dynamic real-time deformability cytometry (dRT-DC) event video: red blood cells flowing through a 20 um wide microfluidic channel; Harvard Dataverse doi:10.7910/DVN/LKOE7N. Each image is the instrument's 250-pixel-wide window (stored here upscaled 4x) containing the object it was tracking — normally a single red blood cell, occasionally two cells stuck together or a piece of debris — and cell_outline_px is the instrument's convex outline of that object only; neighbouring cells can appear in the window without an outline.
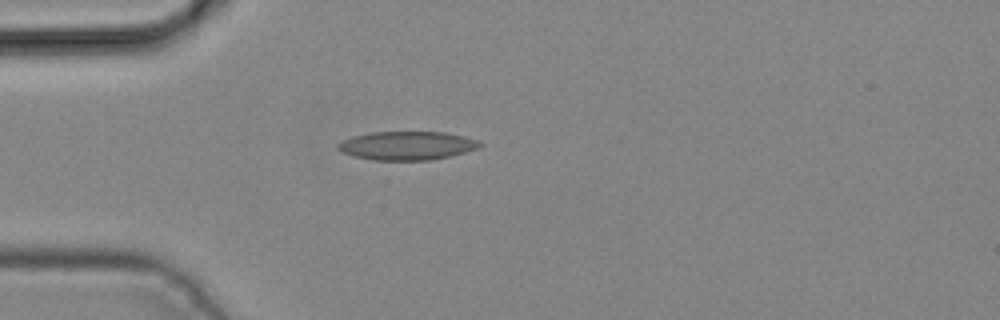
{"species": "common noctule bat (a hibernating species)", "species_latin": "Nyctalus noctula", "temperature_condition": "cold", "stored_images_in_passage": 1, "camera_frame_rate_fps": 3000, "um_per_image_px": 0.085, "animal": {"sex": "male", "body_mass_g": 19.2, "forearm_length_mm": 51.8}, "frame": {"image": 1, "passage_image": 1, "time_ms": 0.0, "image_size_px": [1000, 320], "cell_outline_px": [[484, 144], [476, 148], [464, 152], [432, 160], [372, 160], [352, 156], [340, 152], [336, 148], [336, 144], [352, 136], [372, 132], [444, 132], [464, 136], [476, 140]], "centroid_in_image_um": [34.53, 12.38], "position_along_channel_um": 50.5, "area_um2": 23.64}}